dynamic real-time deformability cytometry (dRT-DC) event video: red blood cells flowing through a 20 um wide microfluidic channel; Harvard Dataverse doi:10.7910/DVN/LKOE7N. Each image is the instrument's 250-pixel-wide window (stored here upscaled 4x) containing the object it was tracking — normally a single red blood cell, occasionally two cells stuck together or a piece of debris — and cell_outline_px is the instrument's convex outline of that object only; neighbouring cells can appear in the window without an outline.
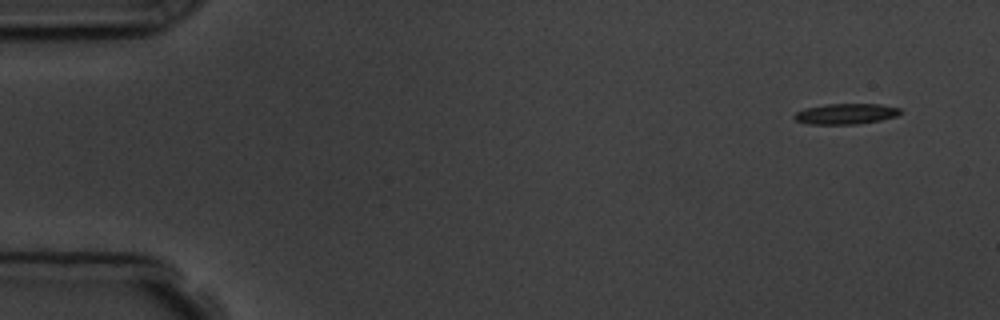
{"species": "common noctule bat (a hibernating species)", "species_latin": "Nyctalus noctula", "temperature_condition": "room temperature", "stored_images_in_passage": 5, "camera_frame_rate_fps": 3000, "um_per_image_px": 0.085, "animal": {"sex": "male", "body_mass_g": 19.5, "forearm_length_mm": 54.6}, "frame": {"image": 1, "passage_image": 1, "time_ms": 0.0, "image_size_px": [1000, 320], "cell_outline_px": [[900, 112], [896, 116], [880, 120], [856, 124], [808, 124], [796, 120], [792, 116], [796, 112], [804, 108], [828, 104], [880, 104], [900, 108]], "centroid_in_image_um": [71.86, 9.67], "position_along_channel_um": 13.1, "area_um2": 12.66}}
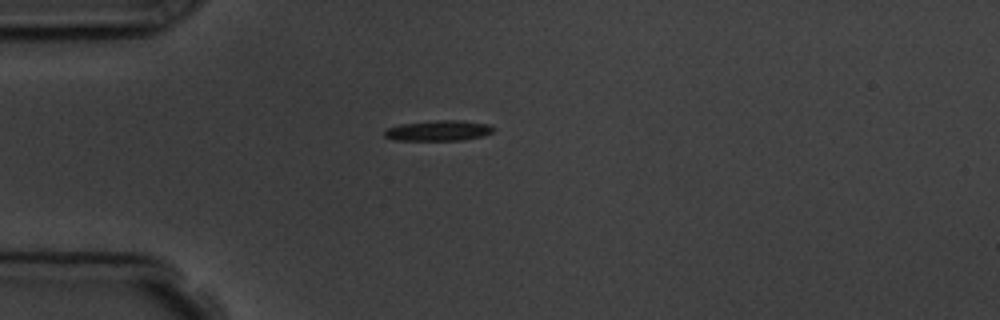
{"frame": {"image": 2, "passage_image": 4, "time_ms": 3.667, "image_size_px": [1000, 320], "cell_outline_px": [[496, 128], [492, 132], [484, 136], [464, 140], [392, 140], [384, 136], [384, 132], [388, 128], [400, 124], [436, 120], [464, 120], [488, 124]], "centroid_in_image_um": [37.31, 11.1], "position_along_channel_um": 47.7, "area_um2": 13.12}}